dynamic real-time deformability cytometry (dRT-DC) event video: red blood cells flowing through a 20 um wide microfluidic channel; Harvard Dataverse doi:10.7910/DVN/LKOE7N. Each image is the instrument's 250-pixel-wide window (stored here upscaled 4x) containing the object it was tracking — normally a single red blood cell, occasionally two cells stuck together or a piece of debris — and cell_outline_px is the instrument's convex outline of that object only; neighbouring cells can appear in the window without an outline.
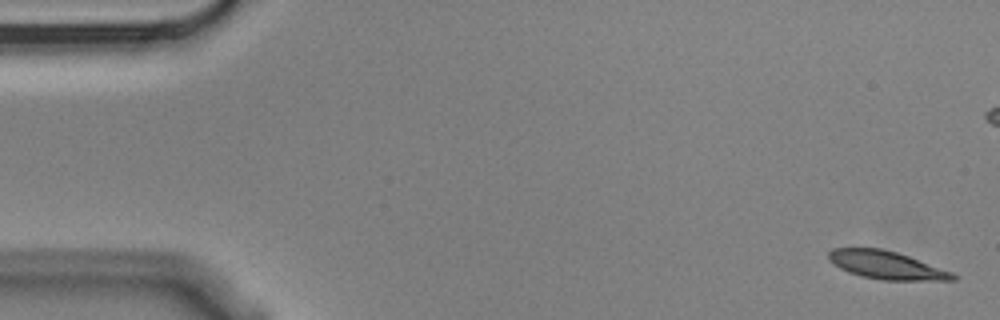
{"species": "Egyptian fruit bat (a non-hibernating species)", "species_latin": "Rousettus aegyptiacus", "temperature_condition": "cold", "stored_images_in_passage": 5, "camera_frame_rate_fps": 3000, "um_per_image_px": 0.085, "animal": {"sex": "male"}, "frame": {"image": 1, "passage_image": 1, "time_ms": 0.0, "image_size_px": [1000, 320], "cell_outline_px": [[956, 280], [884, 280], [860, 276], [848, 272], [840, 268], [828, 260], [828, 252], [832, 248], [880, 248], [896, 252], [908, 256], [952, 272], [956, 276]], "centroid_in_image_um": [75.3, 22.53], "position_along_channel_um": 9.7, "area_um2": 20.11}}